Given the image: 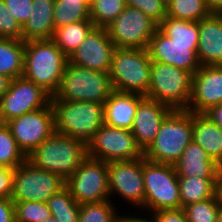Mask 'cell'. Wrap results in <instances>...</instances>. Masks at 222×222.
<instances>
[{
  "label": "cell",
  "mask_w": 222,
  "mask_h": 222,
  "mask_svg": "<svg viewBox=\"0 0 222 222\" xmlns=\"http://www.w3.org/2000/svg\"><path fill=\"white\" fill-rule=\"evenodd\" d=\"M68 57L52 39L25 42L23 76L51 96L57 92Z\"/></svg>",
  "instance_id": "1"
},
{
  "label": "cell",
  "mask_w": 222,
  "mask_h": 222,
  "mask_svg": "<svg viewBox=\"0 0 222 222\" xmlns=\"http://www.w3.org/2000/svg\"><path fill=\"white\" fill-rule=\"evenodd\" d=\"M87 158V145L73 137L54 132L27 155L34 167L67 180Z\"/></svg>",
  "instance_id": "2"
},
{
  "label": "cell",
  "mask_w": 222,
  "mask_h": 222,
  "mask_svg": "<svg viewBox=\"0 0 222 222\" xmlns=\"http://www.w3.org/2000/svg\"><path fill=\"white\" fill-rule=\"evenodd\" d=\"M55 132L83 141L86 145L104 124V104L66 101L51 96Z\"/></svg>",
  "instance_id": "3"
},
{
  "label": "cell",
  "mask_w": 222,
  "mask_h": 222,
  "mask_svg": "<svg viewBox=\"0 0 222 222\" xmlns=\"http://www.w3.org/2000/svg\"><path fill=\"white\" fill-rule=\"evenodd\" d=\"M192 141V112L173 109L164 119L156 138L144 151L152 162L174 164Z\"/></svg>",
  "instance_id": "4"
},
{
  "label": "cell",
  "mask_w": 222,
  "mask_h": 222,
  "mask_svg": "<svg viewBox=\"0 0 222 222\" xmlns=\"http://www.w3.org/2000/svg\"><path fill=\"white\" fill-rule=\"evenodd\" d=\"M144 205L136 212L143 215L161 209H179L181 200L178 175L172 164L157 163L143 156Z\"/></svg>",
  "instance_id": "5"
},
{
  "label": "cell",
  "mask_w": 222,
  "mask_h": 222,
  "mask_svg": "<svg viewBox=\"0 0 222 222\" xmlns=\"http://www.w3.org/2000/svg\"><path fill=\"white\" fill-rule=\"evenodd\" d=\"M109 72L96 71L67 62L54 99L92 101L104 104L113 92Z\"/></svg>",
  "instance_id": "6"
},
{
  "label": "cell",
  "mask_w": 222,
  "mask_h": 222,
  "mask_svg": "<svg viewBox=\"0 0 222 222\" xmlns=\"http://www.w3.org/2000/svg\"><path fill=\"white\" fill-rule=\"evenodd\" d=\"M151 63L147 49L116 48L109 71L113 90L145 96L150 86Z\"/></svg>",
  "instance_id": "7"
},
{
  "label": "cell",
  "mask_w": 222,
  "mask_h": 222,
  "mask_svg": "<svg viewBox=\"0 0 222 222\" xmlns=\"http://www.w3.org/2000/svg\"><path fill=\"white\" fill-rule=\"evenodd\" d=\"M148 98L172 109H187L193 84V73L170 64L152 61Z\"/></svg>",
  "instance_id": "8"
},
{
  "label": "cell",
  "mask_w": 222,
  "mask_h": 222,
  "mask_svg": "<svg viewBox=\"0 0 222 222\" xmlns=\"http://www.w3.org/2000/svg\"><path fill=\"white\" fill-rule=\"evenodd\" d=\"M107 168L110 200L114 201L113 203L124 213L128 209L129 212L130 210L132 213L137 212L144 205L145 198L143 157L131 161L108 162ZM118 202L125 203L127 210H125L124 204L120 206ZM122 206L124 210H122Z\"/></svg>",
  "instance_id": "9"
},
{
  "label": "cell",
  "mask_w": 222,
  "mask_h": 222,
  "mask_svg": "<svg viewBox=\"0 0 222 222\" xmlns=\"http://www.w3.org/2000/svg\"><path fill=\"white\" fill-rule=\"evenodd\" d=\"M144 156L129 129L106 124L95 133L87 144V157L103 162L131 161Z\"/></svg>",
  "instance_id": "10"
},
{
  "label": "cell",
  "mask_w": 222,
  "mask_h": 222,
  "mask_svg": "<svg viewBox=\"0 0 222 222\" xmlns=\"http://www.w3.org/2000/svg\"><path fill=\"white\" fill-rule=\"evenodd\" d=\"M65 184L79 205L110 200L107 162L87 157Z\"/></svg>",
  "instance_id": "11"
},
{
  "label": "cell",
  "mask_w": 222,
  "mask_h": 222,
  "mask_svg": "<svg viewBox=\"0 0 222 222\" xmlns=\"http://www.w3.org/2000/svg\"><path fill=\"white\" fill-rule=\"evenodd\" d=\"M60 175L34 167L27 160L15 168L13 202H47L65 187Z\"/></svg>",
  "instance_id": "12"
},
{
  "label": "cell",
  "mask_w": 222,
  "mask_h": 222,
  "mask_svg": "<svg viewBox=\"0 0 222 222\" xmlns=\"http://www.w3.org/2000/svg\"><path fill=\"white\" fill-rule=\"evenodd\" d=\"M106 29L116 48L147 49L158 25L141 10L126 6Z\"/></svg>",
  "instance_id": "13"
},
{
  "label": "cell",
  "mask_w": 222,
  "mask_h": 222,
  "mask_svg": "<svg viewBox=\"0 0 222 222\" xmlns=\"http://www.w3.org/2000/svg\"><path fill=\"white\" fill-rule=\"evenodd\" d=\"M19 148L27 156L55 132L51 103L41 109L25 113L6 123Z\"/></svg>",
  "instance_id": "14"
},
{
  "label": "cell",
  "mask_w": 222,
  "mask_h": 222,
  "mask_svg": "<svg viewBox=\"0 0 222 222\" xmlns=\"http://www.w3.org/2000/svg\"><path fill=\"white\" fill-rule=\"evenodd\" d=\"M51 103V95L24 76L12 79L8 91L2 96L4 123Z\"/></svg>",
  "instance_id": "15"
},
{
  "label": "cell",
  "mask_w": 222,
  "mask_h": 222,
  "mask_svg": "<svg viewBox=\"0 0 222 222\" xmlns=\"http://www.w3.org/2000/svg\"><path fill=\"white\" fill-rule=\"evenodd\" d=\"M199 43H181L157 29L149 41L148 53L151 61L170 64L195 74L201 64L197 57Z\"/></svg>",
  "instance_id": "16"
},
{
  "label": "cell",
  "mask_w": 222,
  "mask_h": 222,
  "mask_svg": "<svg viewBox=\"0 0 222 222\" xmlns=\"http://www.w3.org/2000/svg\"><path fill=\"white\" fill-rule=\"evenodd\" d=\"M115 49L107 29L95 27L80 47L71 54L68 62L96 71L109 72Z\"/></svg>",
  "instance_id": "17"
},
{
  "label": "cell",
  "mask_w": 222,
  "mask_h": 222,
  "mask_svg": "<svg viewBox=\"0 0 222 222\" xmlns=\"http://www.w3.org/2000/svg\"><path fill=\"white\" fill-rule=\"evenodd\" d=\"M222 103V65L201 66L193 75L192 94L186 110L205 113Z\"/></svg>",
  "instance_id": "18"
},
{
  "label": "cell",
  "mask_w": 222,
  "mask_h": 222,
  "mask_svg": "<svg viewBox=\"0 0 222 222\" xmlns=\"http://www.w3.org/2000/svg\"><path fill=\"white\" fill-rule=\"evenodd\" d=\"M173 109L144 96L138 103L131 132L144 152L156 138L160 126Z\"/></svg>",
  "instance_id": "19"
},
{
  "label": "cell",
  "mask_w": 222,
  "mask_h": 222,
  "mask_svg": "<svg viewBox=\"0 0 222 222\" xmlns=\"http://www.w3.org/2000/svg\"><path fill=\"white\" fill-rule=\"evenodd\" d=\"M197 57L201 66L222 65V13L198 21Z\"/></svg>",
  "instance_id": "20"
},
{
  "label": "cell",
  "mask_w": 222,
  "mask_h": 222,
  "mask_svg": "<svg viewBox=\"0 0 222 222\" xmlns=\"http://www.w3.org/2000/svg\"><path fill=\"white\" fill-rule=\"evenodd\" d=\"M173 165L178 177L218 178L221 169L193 140Z\"/></svg>",
  "instance_id": "21"
},
{
  "label": "cell",
  "mask_w": 222,
  "mask_h": 222,
  "mask_svg": "<svg viewBox=\"0 0 222 222\" xmlns=\"http://www.w3.org/2000/svg\"><path fill=\"white\" fill-rule=\"evenodd\" d=\"M137 93L113 91L104 103V124L131 130L139 101Z\"/></svg>",
  "instance_id": "22"
},
{
  "label": "cell",
  "mask_w": 222,
  "mask_h": 222,
  "mask_svg": "<svg viewBox=\"0 0 222 222\" xmlns=\"http://www.w3.org/2000/svg\"><path fill=\"white\" fill-rule=\"evenodd\" d=\"M55 0H33L29 19L22 26V40L52 39L55 29L53 21Z\"/></svg>",
  "instance_id": "23"
},
{
  "label": "cell",
  "mask_w": 222,
  "mask_h": 222,
  "mask_svg": "<svg viewBox=\"0 0 222 222\" xmlns=\"http://www.w3.org/2000/svg\"><path fill=\"white\" fill-rule=\"evenodd\" d=\"M192 140L222 168V130L204 113H192Z\"/></svg>",
  "instance_id": "24"
},
{
  "label": "cell",
  "mask_w": 222,
  "mask_h": 222,
  "mask_svg": "<svg viewBox=\"0 0 222 222\" xmlns=\"http://www.w3.org/2000/svg\"><path fill=\"white\" fill-rule=\"evenodd\" d=\"M95 27L91 20L64 25L55 29L52 40L69 58Z\"/></svg>",
  "instance_id": "25"
},
{
  "label": "cell",
  "mask_w": 222,
  "mask_h": 222,
  "mask_svg": "<svg viewBox=\"0 0 222 222\" xmlns=\"http://www.w3.org/2000/svg\"><path fill=\"white\" fill-rule=\"evenodd\" d=\"M25 42L0 38V74L12 79L23 76Z\"/></svg>",
  "instance_id": "26"
},
{
  "label": "cell",
  "mask_w": 222,
  "mask_h": 222,
  "mask_svg": "<svg viewBox=\"0 0 222 222\" xmlns=\"http://www.w3.org/2000/svg\"><path fill=\"white\" fill-rule=\"evenodd\" d=\"M218 178L178 177L181 208L215 197Z\"/></svg>",
  "instance_id": "27"
},
{
  "label": "cell",
  "mask_w": 222,
  "mask_h": 222,
  "mask_svg": "<svg viewBox=\"0 0 222 222\" xmlns=\"http://www.w3.org/2000/svg\"><path fill=\"white\" fill-rule=\"evenodd\" d=\"M91 0H55L54 29L90 19Z\"/></svg>",
  "instance_id": "28"
},
{
  "label": "cell",
  "mask_w": 222,
  "mask_h": 222,
  "mask_svg": "<svg viewBox=\"0 0 222 222\" xmlns=\"http://www.w3.org/2000/svg\"><path fill=\"white\" fill-rule=\"evenodd\" d=\"M158 29L174 42L199 43L198 22L165 17Z\"/></svg>",
  "instance_id": "29"
},
{
  "label": "cell",
  "mask_w": 222,
  "mask_h": 222,
  "mask_svg": "<svg viewBox=\"0 0 222 222\" xmlns=\"http://www.w3.org/2000/svg\"><path fill=\"white\" fill-rule=\"evenodd\" d=\"M51 215L57 222H78L80 205L65 186L47 201Z\"/></svg>",
  "instance_id": "30"
},
{
  "label": "cell",
  "mask_w": 222,
  "mask_h": 222,
  "mask_svg": "<svg viewBox=\"0 0 222 222\" xmlns=\"http://www.w3.org/2000/svg\"><path fill=\"white\" fill-rule=\"evenodd\" d=\"M211 13L206 0H172L166 8L167 17L196 22Z\"/></svg>",
  "instance_id": "31"
},
{
  "label": "cell",
  "mask_w": 222,
  "mask_h": 222,
  "mask_svg": "<svg viewBox=\"0 0 222 222\" xmlns=\"http://www.w3.org/2000/svg\"><path fill=\"white\" fill-rule=\"evenodd\" d=\"M27 160V156L19 148L9 126L0 125V166L16 168Z\"/></svg>",
  "instance_id": "32"
},
{
  "label": "cell",
  "mask_w": 222,
  "mask_h": 222,
  "mask_svg": "<svg viewBox=\"0 0 222 222\" xmlns=\"http://www.w3.org/2000/svg\"><path fill=\"white\" fill-rule=\"evenodd\" d=\"M122 213L111 200L82 204L78 222H114Z\"/></svg>",
  "instance_id": "33"
},
{
  "label": "cell",
  "mask_w": 222,
  "mask_h": 222,
  "mask_svg": "<svg viewBox=\"0 0 222 222\" xmlns=\"http://www.w3.org/2000/svg\"><path fill=\"white\" fill-rule=\"evenodd\" d=\"M126 7V0H91L90 19L96 27L106 28Z\"/></svg>",
  "instance_id": "34"
},
{
  "label": "cell",
  "mask_w": 222,
  "mask_h": 222,
  "mask_svg": "<svg viewBox=\"0 0 222 222\" xmlns=\"http://www.w3.org/2000/svg\"><path fill=\"white\" fill-rule=\"evenodd\" d=\"M187 222H216L220 206L216 196L183 207Z\"/></svg>",
  "instance_id": "35"
},
{
  "label": "cell",
  "mask_w": 222,
  "mask_h": 222,
  "mask_svg": "<svg viewBox=\"0 0 222 222\" xmlns=\"http://www.w3.org/2000/svg\"><path fill=\"white\" fill-rule=\"evenodd\" d=\"M16 222H41L50 218L51 212L47 202H14Z\"/></svg>",
  "instance_id": "36"
},
{
  "label": "cell",
  "mask_w": 222,
  "mask_h": 222,
  "mask_svg": "<svg viewBox=\"0 0 222 222\" xmlns=\"http://www.w3.org/2000/svg\"><path fill=\"white\" fill-rule=\"evenodd\" d=\"M0 38L22 40V26L9 12L3 0H0Z\"/></svg>",
  "instance_id": "37"
},
{
  "label": "cell",
  "mask_w": 222,
  "mask_h": 222,
  "mask_svg": "<svg viewBox=\"0 0 222 222\" xmlns=\"http://www.w3.org/2000/svg\"><path fill=\"white\" fill-rule=\"evenodd\" d=\"M126 6L141 10L157 25L166 17V7L159 0H126Z\"/></svg>",
  "instance_id": "38"
},
{
  "label": "cell",
  "mask_w": 222,
  "mask_h": 222,
  "mask_svg": "<svg viewBox=\"0 0 222 222\" xmlns=\"http://www.w3.org/2000/svg\"><path fill=\"white\" fill-rule=\"evenodd\" d=\"M12 16L23 26L33 9V0H3Z\"/></svg>",
  "instance_id": "39"
},
{
  "label": "cell",
  "mask_w": 222,
  "mask_h": 222,
  "mask_svg": "<svg viewBox=\"0 0 222 222\" xmlns=\"http://www.w3.org/2000/svg\"><path fill=\"white\" fill-rule=\"evenodd\" d=\"M15 168L0 166V198H11L14 191Z\"/></svg>",
  "instance_id": "40"
},
{
  "label": "cell",
  "mask_w": 222,
  "mask_h": 222,
  "mask_svg": "<svg viewBox=\"0 0 222 222\" xmlns=\"http://www.w3.org/2000/svg\"><path fill=\"white\" fill-rule=\"evenodd\" d=\"M155 222H187L183 208L161 209L149 215Z\"/></svg>",
  "instance_id": "41"
},
{
  "label": "cell",
  "mask_w": 222,
  "mask_h": 222,
  "mask_svg": "<svg viewBox=\"0 0 222 222\" xmlns=\"http://www.w3.org/2000/svg\"><path fill=\"white\" fill-rule=\"evenodd\" d=\"M0 222H16L15 204L11 198H0Z\"/></svg>",
  "instance_id": "42"
},
{
  "label": "cell",
  "mask_w": 222,
  "mask_h": 222,
  "mask_svg": "<svg viewBox=\"0 0 222 222\" xmlns=\"http://www.w3.org/2000/svg\"><path fill=\"white\" fill-rule=\"evenodd\" d=\"M204 114L214 121L222 130V103L211 107Z\"/></svg>",
  "instance_id": "43"
},
{
  "label": "cell",
  "mask_w": 222,
  "mask_h": 222,
  "mask_svg": "<svg viewBox=\"0 0 222 222\" xmlns=\"http://www.w3.org/2000/svg\"><path fill=\"white\" fill-rule=\"evenodd\" d=\"M215 196L219 206L222 207V168L219 171L218 179L216 182Z\"/></svg>",
  "instance_id": "44"
},
{
  "label": "cell",
  "mask_w": 222,
  "mask_h": 222,
  "mask_svg": "<svg viewBox=\"0 0 222 222\" xmlns=\"http://www.w3.org/2000/svg\"><path fill=\"white\" fill-rule=\"evenodd\" d=\"M12 78L0 74V96H3L8 91Z\"/></svg>",
  "instance_id": "45"
},
{
  "label": "cell",
  "mask_w": 222,
  "mask_h": 222,
  "mask_svg": "<svg viewBox=\"0 0 222 222\" xmlns=\"http://www.w3.org/2000/svg\"><path fill=\"white\" fill-rule=\"evenodd\" d=\"M212 13H222V0H206Z\"/></svg>",
  "instance_id": "46"
},
{
  "label": "cell",
  "mask_w": 222,
  "mask_h": 222,
  "mask_svg": "<svg viewBox=\"0 0 222 222\" xmlns=\"http://www.w3.org/2000/svg\"><path fill=\"white\" fill-rule=\"evenodd\" d=\"M131 222H155L150 216L131 212Z\"/></svg>",
  "instance_id": "47"
},
{
  "label": "cell",
  "mask_w": 222,
  "mask_h": 222,
  "mask_svg": "<svg viewBox=\"0 0 222 222\" xmlns=\"http://www.w3.org/2000/svg\"><path fill=\"white\" fill-rule=\"evenodd\" d=\"M114 222H131V212H123Z\"/></svg>",
  "instance_id": "48"
},
{
  "label": "cell",
  "mask_w": 222,
  "mask_h": 222,
  "mask_svg": "<svg viewBox=\"0 0 222 222\" xmlns=\"http://www.w3.org/2000/svg\"><path fill=\"white\" fill-rule=\"evenodd\" d=\"M4 124V117L2 112V96H0V125Z\"/></svg>",
  "instance_id": "49"
},
{
  "label": "cell",
  "mask_w": 222,
  "mask_h": 222,
  "mask_svg": "<svg viewBox=\"0 0 222 222\" xmlns=\"http://www.w3.org/2000/svg\"><path fill=\"white\" fill-rule=\"evenodd\" d=\"M166 8L171 4L172 0H159Z\"/></svg>",
  "instance_id": "50"
},
{
  "label": "cell",
  "mask_w": 222,
  "mask_h": 222,
  "mask_svg": "<svg viewBox=\"0 0 222 222\" xmlns=\"http://www.w3.org/2000/svg\"><path fill=\"white\" fill-rule=\"evenodd\" d=\"M216 222H222V207H220Z\"/></svg>",
  "instance_id": "51"
},
{
  "label": "cell",
  "mask_w": 222,
  "mask_h": 222,
  "mask_svg": "<svg viewBox=\"0 0 222 222\" xmlns=\"http://www.w3.org/2000/svg\"><path fill=\"white\" fill-rule=\"evenodd\" d=\"M41 222H57V221L55 220V218L53 216H51L50 218L43 220Z\"/></svg>",
  "instance_id": "52"
}]
</instances>
